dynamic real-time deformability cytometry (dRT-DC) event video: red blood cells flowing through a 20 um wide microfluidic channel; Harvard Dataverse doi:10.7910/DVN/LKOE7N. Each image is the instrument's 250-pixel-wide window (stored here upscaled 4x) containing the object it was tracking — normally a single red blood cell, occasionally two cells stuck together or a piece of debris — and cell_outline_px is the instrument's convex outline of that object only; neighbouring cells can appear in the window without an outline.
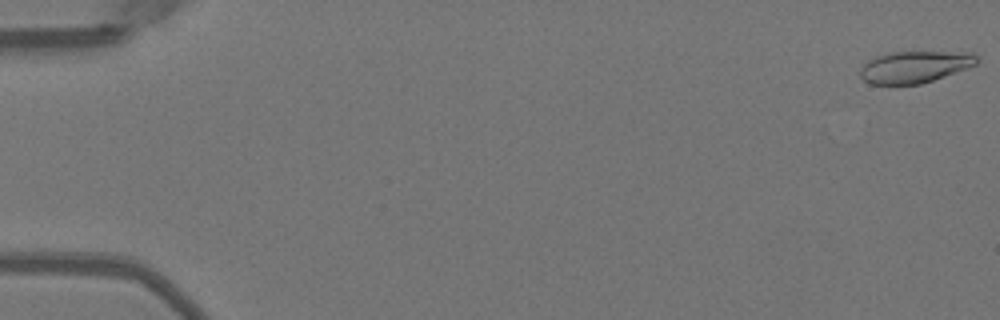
{"species": "Egyptian fruit bat (a non-hibernating species)", "species_latin": "Rousettus aegyptiacus", "temperature_condition": "warm", "stored_images_in_passage": 53, "segment_of_instrument_passage": [1, 2], "camera_frame_rate_fps": 3000, "um_per_image_px": 0.085, "animal": {"sex": "female"}, "frame": {"image": 1, "passage_image": 1, "time_ms": 0.0, "image_size_px": [1000, 320], "cell_outline_px": [[980, 60], [976, 64], [968, 68], [920, 84], [868, 84], [860, 76], [860, 68], [868, 60], [876, 56], [892, 52], [972, 52], [980, 56]], "centroid_in_image_um": [77.77, 5.68], "position_along_channel_um": 7.2, "area_um2": 21.68}}
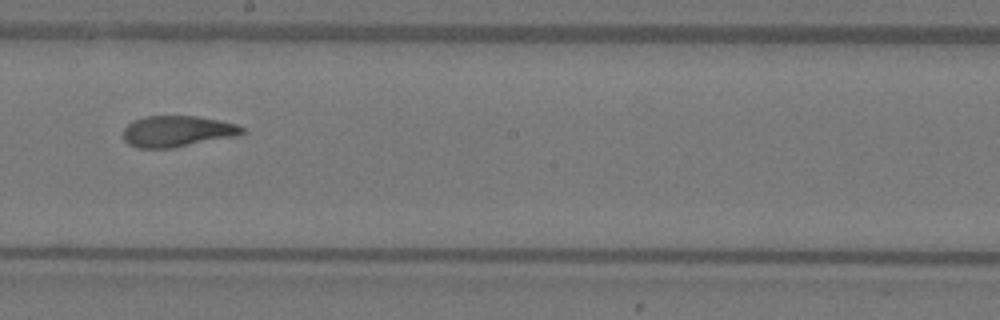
{"frame": {"image": 2, "passage_image": 30, "time_ms": 9.667, "image_size_px": [1000, 320], "cell_outline_px": [[244, 132], [236, 136], [172, 148], [136, 148], [128, 144], [124, 140], [124, 128], [132, 120], [144, 116], [196, 116], [220, 120], [236, 124], [244, 128]], "centroid_in_image_um": [15.04, 11.16], "position_along_channel_um": 233.2, "area_um2": 21.62}}
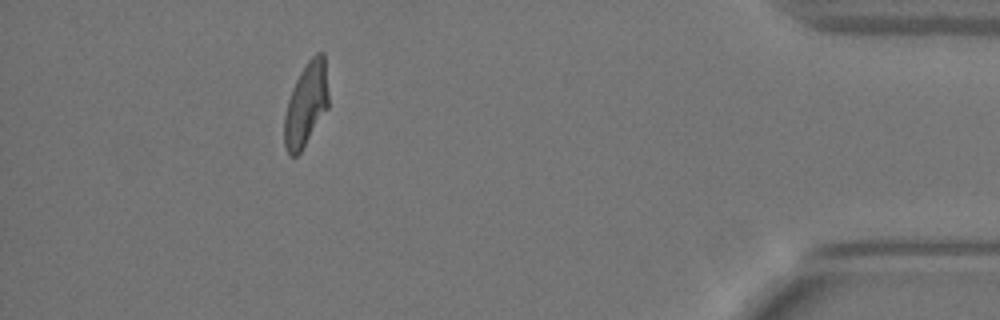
{"frame": {"image": 3, "passage_image": 47, "time_ms": 15.333, "image_size_px": [1000, 320], "cell_outline_px": [[328, 108], [300, 152], [296, 156], [288, 156], [284, 144], [284, 116], [288, 100], [292, 88], [300, 72], [308, 60], [316, 52], [324, 52], [328, 92]], "centroid_in_image_um": [26.01, 8.87], "position_along_channel_um": 409.2, "area_um2": 21.5}}